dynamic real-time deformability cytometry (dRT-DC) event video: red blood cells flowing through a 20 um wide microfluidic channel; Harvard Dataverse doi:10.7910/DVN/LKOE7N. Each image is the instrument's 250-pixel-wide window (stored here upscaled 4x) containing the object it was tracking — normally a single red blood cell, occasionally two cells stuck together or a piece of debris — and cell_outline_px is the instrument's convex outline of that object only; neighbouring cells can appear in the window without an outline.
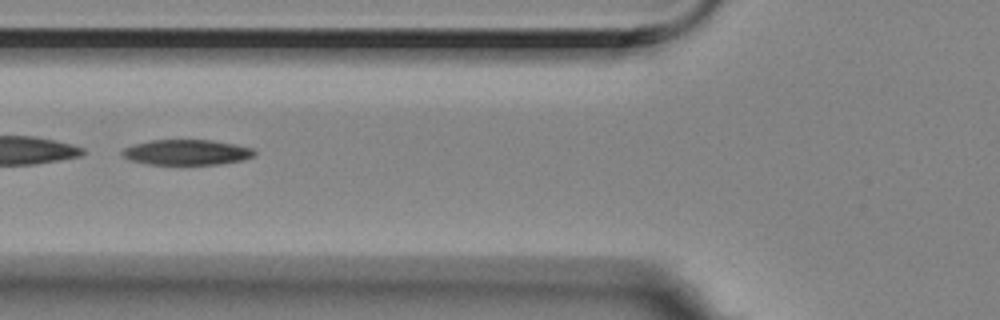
{"species": "Egyptian fruit bat (a non-hibernating species)", "species_latin": "Rousettus aegyptiacus", "temperature_condition": "room temperature", "stored_images_in_passage": 8, "camera_frame_rate_fps": 3000, "um_per_image_px": 0.085, "animal": {"sex": "female"}, "frame": {"image": 1, "passage_image": 6, "time_ms": 1.667, "image_size_px": [1000, 320], "cell_outline_px": [[256, 152], [252, 156], [244, 160], [220, 164], [148, 164], [128, 160], [120, 152], [124, 148], [132, 144], [152, 140], [212, 140], [252, 148]], "centroid_in_image_um": [15.83, 12.94], "position_along_channel_um": 110.0, "area_um2": 19.48}}
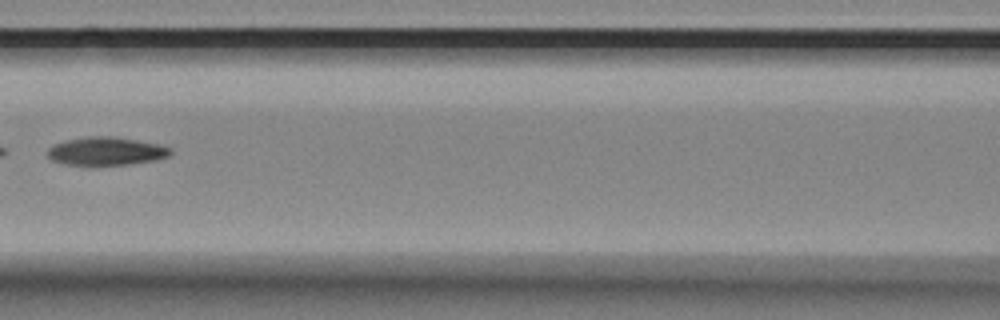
{"frame": {"image": 2, "passage_image": 7, "time_ms": 2.0, "image_size_px": [1000, 320], "cell_outline_px": [[172, 156], [156, 160], [128, 164], [64, 164], [52, 160], [48, 156], [48, 148], [52, 144], [64, 140], [88, 136], [112, 136], [160, 144], [172, 148]], "centroid_in_image_um": [9.05, 12.83], "position_along_channel_um": 157.5, "area_um2": 20.23}}
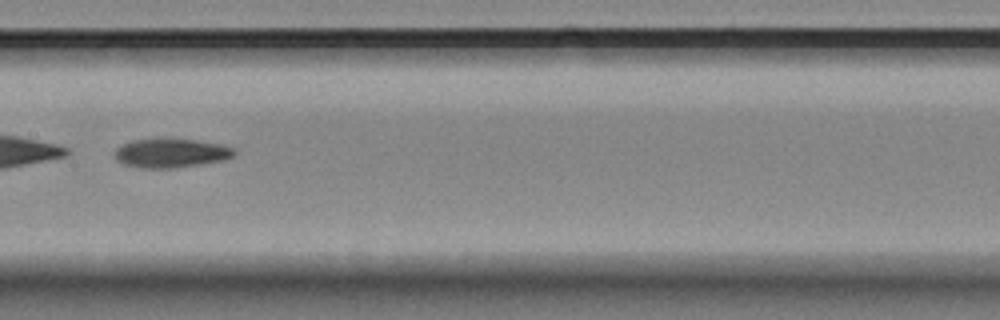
{"frame": {"image": 3, "passage_image": 8, "time_ms": 2.333, "image_size_px": [1000, 320], "cell_outline_px": [[236, 156], [224, 160], [172, 168], [144, 168], [124, 164], [116, 160], [112, 156], [112, 152], [120, 144], [132, 140], [156, 136], [164, 136], [224, 144], [232, 148], [236, 152]], "centroid_in_image_um": [14.47, 12.96], "position_along_channel_um": 192.9, "area_um2": 21.1}}